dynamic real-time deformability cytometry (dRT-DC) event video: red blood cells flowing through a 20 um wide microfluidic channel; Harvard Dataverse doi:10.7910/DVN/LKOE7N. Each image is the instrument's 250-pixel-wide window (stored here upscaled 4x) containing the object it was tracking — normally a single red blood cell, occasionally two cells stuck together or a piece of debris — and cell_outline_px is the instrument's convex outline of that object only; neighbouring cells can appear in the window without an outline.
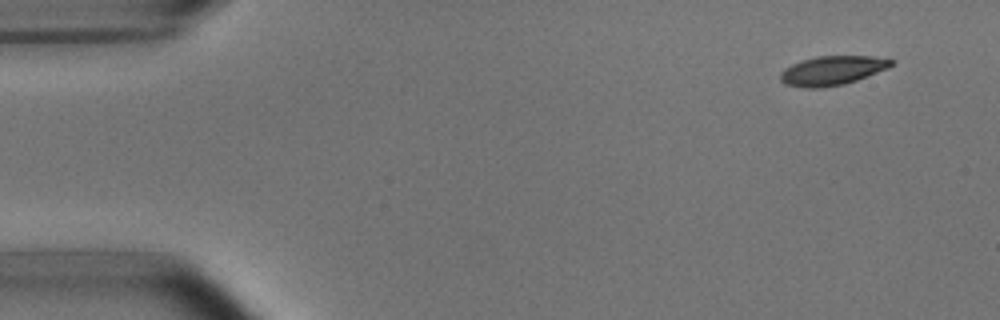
{"species": "common noctule bat (a hibernating species)", "species_latin": "Nyctalus noctula", "temperature_condition": "room temperature", "stored_images_in_passage": 10, "camera_frame_rate_fps": 3000, "um_per_image_px": 0.085, "animal": {"sex": "male", "body_mass_g": 15.6}, "frame": {"image": 1, "passage_image": 1, "time_ms": 0.0, "image_size_px": [1000, 320], "cell_outline_px": [[896, 60], [888, 68], [856, 80], [844, 84], [820, 88], [804, 88], [784, 84], [780, 80], [780, 72], [784, 68], [800, 60], [816, 56], [872, 56]], "centroid_in_image_um": [70.7, 5.99], "position_along_channel_um": 14.3, "area_um2": 18.96}}
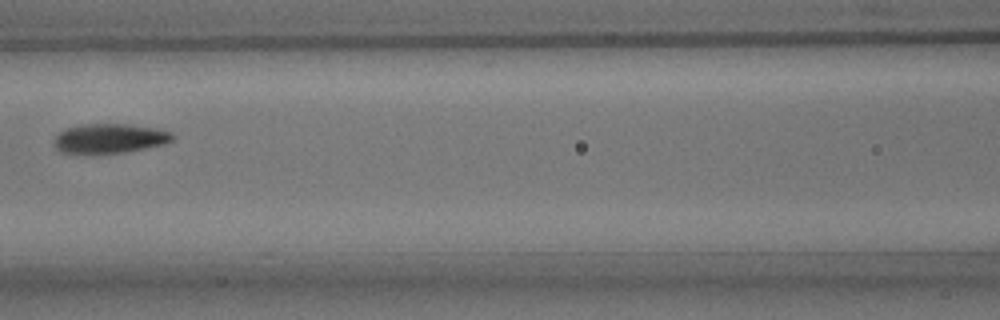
{"frame": {"image": 2, "passage_image": 6, "time_ms": 6.667, "image_size_px": [1000, 320], "cell_outline_px": [[176, 136], [172, 140], [164, 144], [124, 152], [60, 152], [56, 148], [56, 136], [60, 132], [68, 128], [84, 124], [128, 124], [156, 128], [172, 132]], "centroid_in_image_um": [9.39, 11.74], "position_along_channel_um": 157.2, "area_um2": 19.83}}
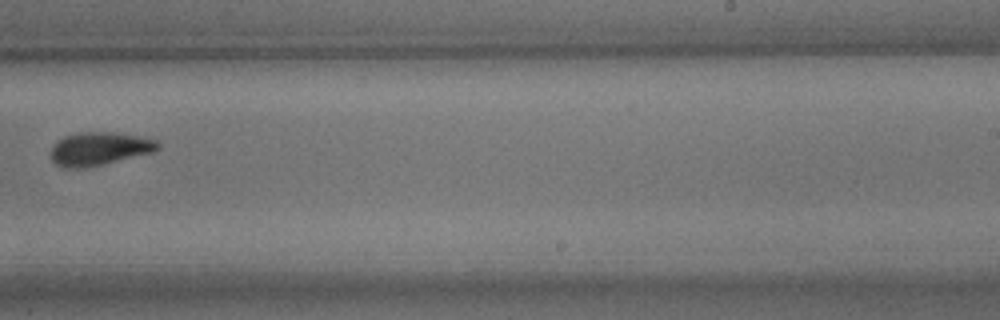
{"frame": {"image": 3, "passage_image": 9, "time_ms": 10.0, "image_size_px": [1000, 320], "cell_outline_px": [[160, 148], [152, 152], [104, 164], [84, 168], [64, 168], [56, 164], [52, 160], [52, 148], [64, 136], [76, 132], [112, 132], [156, 140], [160, 144]], "centroid_in_image_um": [8.43, 12.65], "position_along_channel_um": 280.6, "area_um2": 20.4}}